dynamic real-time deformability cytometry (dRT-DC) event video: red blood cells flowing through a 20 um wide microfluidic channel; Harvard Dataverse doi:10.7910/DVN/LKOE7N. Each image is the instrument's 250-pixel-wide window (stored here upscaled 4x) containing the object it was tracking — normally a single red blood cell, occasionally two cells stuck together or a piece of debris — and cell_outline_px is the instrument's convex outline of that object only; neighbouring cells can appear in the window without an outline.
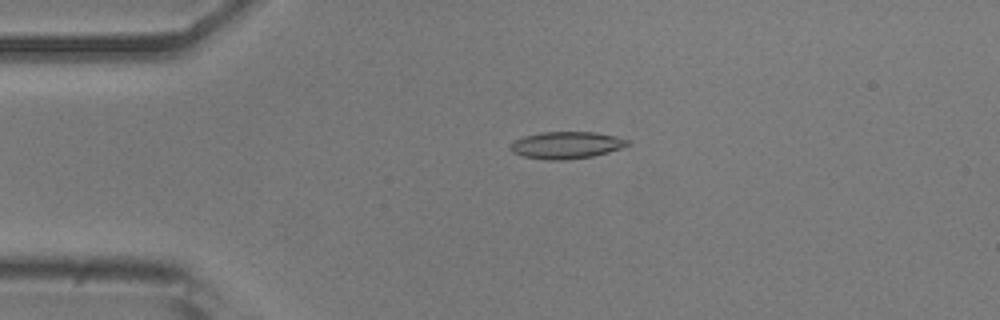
{"species": "common noctule bat (a hibernating species)", "species_latin": "Nyctalus noctula", "temperature_condition": "room temperature", "stored_images_in_passage": 9, "camera_frame_rate_fps": 3000, "um_per_image_px": 0.085, "animal": {"sex": "male", "body_mass_g": 20.5, "forearm_length_mm": 52.5}, "frame": {"image": 1, "passage_image": 4, "time_ms": 1.0, "image_size_px": [1000, 320], "cell_outline_px": [[632, 144], [608, 152], [592, 156], [560, 160], [548, 160], [524, 156], [512, 152], [508, 148], [516, 140], [524, 136], [540, 132], [592, 132], [616, 136], [628, 140]], "centroid_in_image_um": [48.14, 12.33], "position_along_channel_um": 36.9, "area_um2": 18.26}}
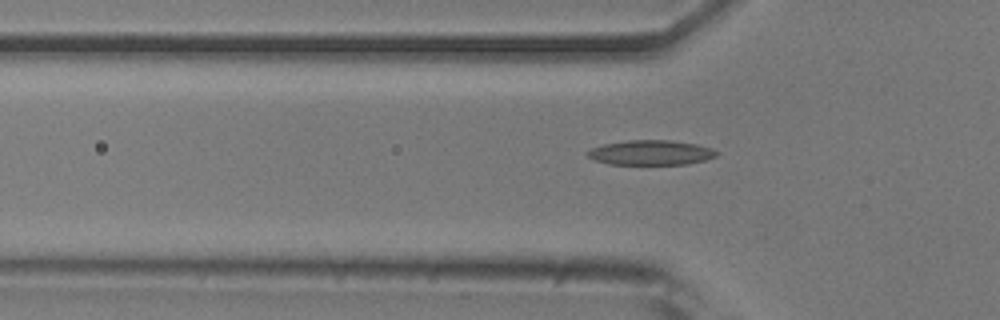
{"frame": {"image": 2, "passage_image": 9, "time_ms": 2.667, "image_size_px": [1000, 320], "cell_outline_px": [[716, 156], [704, 160], [688, 164], [608, 164], [596, 160], [588, 156], [584, 152], [592, 148], [604, 144], [628, 140], [668, 140], [696, 144], [712, 148], [716, 152]], "centroid_in_image_um": [55.29, 12.97], "position_along_channel_um": 70.5, "area_um2": 18.5}}